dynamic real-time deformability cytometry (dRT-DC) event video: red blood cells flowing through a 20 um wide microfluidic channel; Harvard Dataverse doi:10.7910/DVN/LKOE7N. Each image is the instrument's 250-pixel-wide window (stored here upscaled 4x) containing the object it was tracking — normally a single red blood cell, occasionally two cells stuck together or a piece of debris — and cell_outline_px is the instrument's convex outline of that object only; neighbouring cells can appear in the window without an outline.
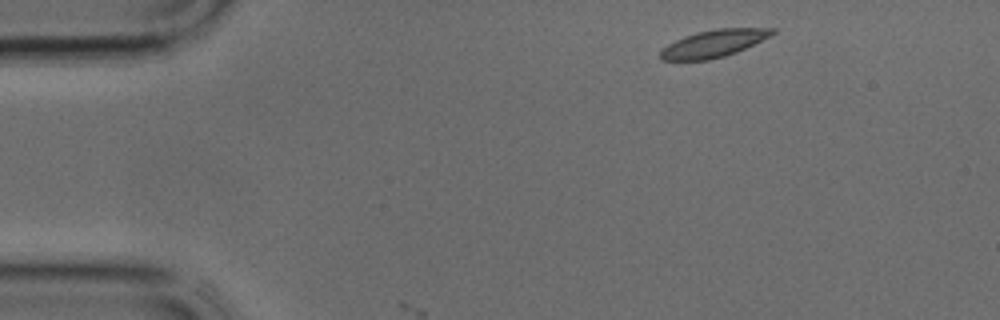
{"species": "common noctule bat (a hibernating species)", "species_latin": "Nyctalus noctula", "temperature_condition": "cold", "stored_images_in_passage": 3, "camera_frame_rate_fps": 3000, "um_per_image_px": 0.085, "animal": {"sex": "male", "body_mass_g": 17.9, "forearm_length_mm": 54.2}, "frame": {"image": 1, "passage_image": 1, "time_ms": 0.0, "image_size_px": [1000, 320], "cell_outline_px": [[776, 32], [736, 52], [724, 56], [708, 60], [660, 60], [660, 52], [668, 44], [684, 36], [696, 32], [716, 28], [776, 28]], "centroid_in_image_um": [60.63, 3.69], "position_along_channel_um": 24.4, "area_um2": 17.51}}